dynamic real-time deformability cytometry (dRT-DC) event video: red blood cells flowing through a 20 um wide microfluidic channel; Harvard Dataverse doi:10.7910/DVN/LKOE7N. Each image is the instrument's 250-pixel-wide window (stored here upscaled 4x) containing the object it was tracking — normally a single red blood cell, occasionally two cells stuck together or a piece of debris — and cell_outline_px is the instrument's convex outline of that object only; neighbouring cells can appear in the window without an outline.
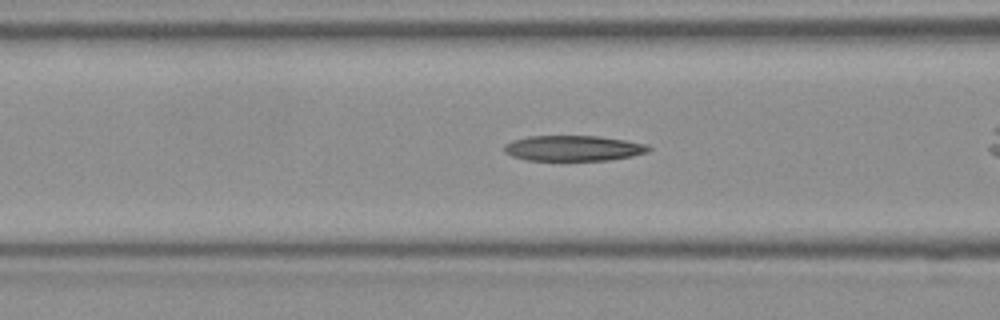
{"species": "Egyptian fruit bat (a non-hibernating species)", "species_latin": "Rousettus aegyptiacus", "temperature_condition": "room temperature", "stored_images_in_passage": 31, "camera_frame_rate_fps": 3000, "um_per_image_px": 0.085, "frame": {"image": 1, "passage_image": 6, "time_ms": 1.667, "image_size_px": [1000, 320], "cell_outline_px": [[652, 148], [648, 152], [632, 156], [608, 160], [528, 160], [512, 156], [504, 152], [504, 144], [512, 140], [528, 136], [600, 136], [648, 144]], "centroid_in_image_um": [48.74, 12.59], "position_along_channel_um": 117.9, "area_um2": 21.5}}
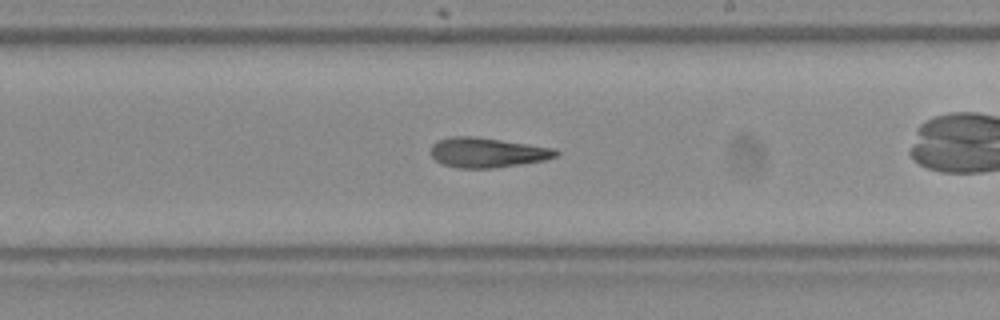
{"frame": {"image": 2, "passage_image": 16, "time_ms": 5.0, "image_size_px": [1000, 320], "cell_outline_px": [[560, 152], [556, 156], [544, 160], [520, 164], [492, 168], [456, 168], [444, 164], [436, 160], [432, 156], [432, 144], [436, 140], [448, 136], [476, 136], [556, 148]], "centroid_in_image_um": [41.42, 12.95], "position_along_channel_um": 247.6, "area_um2": 21.85}}
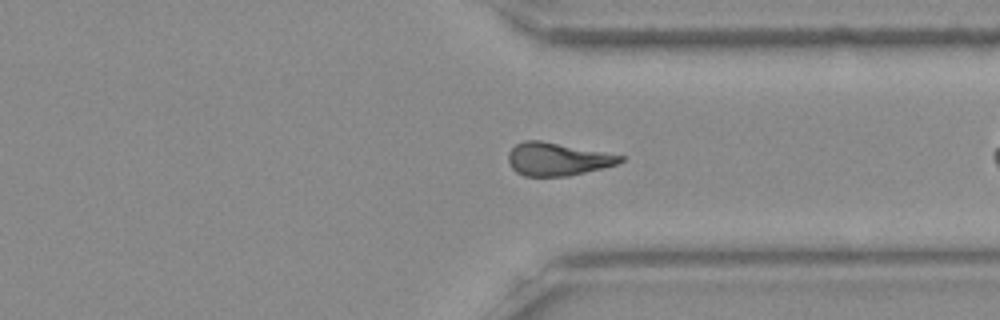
{"frame": {"image": 3, "passage_image": 25, "time_ms": 8.0, "image_size_px": [1000, 320], "cell_outline_px": [[624, 160], [616, 164], [568, 176], [524, 176], [516, 172], [508, 164], [508, 152], [516, 144], [524, 140], [540, 140], [604, 152], [624, 156]], "centroid_in_image_um": [47.32, 13.52], "position_along_channel_um": 364.1, "area_um2": 21.33}}